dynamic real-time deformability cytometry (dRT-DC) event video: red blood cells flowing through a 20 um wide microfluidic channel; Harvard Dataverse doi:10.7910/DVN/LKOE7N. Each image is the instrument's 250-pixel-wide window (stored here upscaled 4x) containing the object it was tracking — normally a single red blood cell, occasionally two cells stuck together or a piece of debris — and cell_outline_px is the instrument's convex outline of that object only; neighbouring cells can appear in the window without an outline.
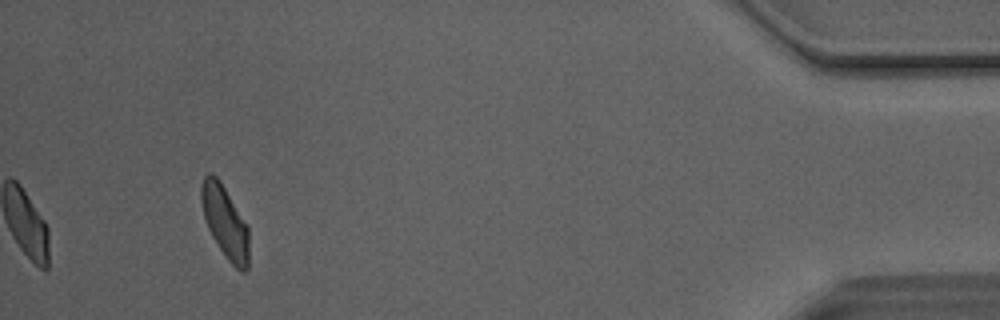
{"species": "Egyptian fruit bat (a non-hibernating species)", "species_latin": "Rousettus aegyptiacus", "temperature_condition": "room temperature", "stored_images_in_passage": 39, "camera_frame_rate_fps": 3000, "um_per_image_px": 0.085, "animal": {"sex": "male"}, "frame": {"image": 1, "passage_image": 39, "time_ms": 12.667, "image_size_px": [1000, 320], "cell_outline_px": [[248, 268], [244, 272], [240, 272], [228, 260], [212, 236], [208, 228], [204, 216], [200, 200], [200, 184], [204, 176], [208, 172], [212, 172], [220, 180], [248, 228]], "centroid_in_image_um": [19.1, 18.84], "position_along_channel_um": 416.1, "area_um2": 19.88}, "authors_computed_cell_mechanics": {"area_um2": 20.6346, "velocity_mm_per_s": 4.0926, "shape_relaxation_time_tau1_ms": 5.8007, "shape_relaxation_time_tau2_ms": 2.1998, "deformation_change_tau1": 0.1308, "deformation_change_tau2": 0.0912}}